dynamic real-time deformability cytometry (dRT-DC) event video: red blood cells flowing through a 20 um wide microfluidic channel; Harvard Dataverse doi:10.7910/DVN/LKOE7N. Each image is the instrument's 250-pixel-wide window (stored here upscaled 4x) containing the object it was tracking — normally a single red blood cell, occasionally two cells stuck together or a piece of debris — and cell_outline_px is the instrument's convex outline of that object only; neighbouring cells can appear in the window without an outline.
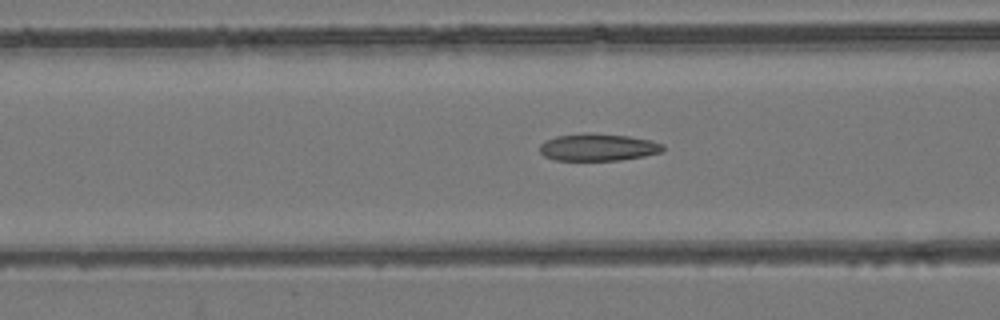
{"species": "common noctule bat (a hibernating species)", "species_latin": "Nyctalus noctula", "temperature_condition": "room temperature", "stored_images_in_passage": 43, "camera_frame_rate_fps": 3000, "um_per_image_px": 0.085, "animal": {"sex": "female", "body_mass_g": 24.6, "forearm_length_mm": 56.2}, "frame": {"image": 1, "passage_image": 11, "time_ms": 3.333, "image_size_px": [1000, 320], "cell_outline_px": [[664, 152], [644, 156], [620, 160], [556, 160], [544, 156], [540, 152], [540, 144], [544, 140], [556, 136], [588, 132], [592, 132], [628, 136], [652, 140], [664, 144]], "centroid_in_image_um": [50.85, 12.5], "position_along_channel_um": 115.7, "area_um2": 19.83}}
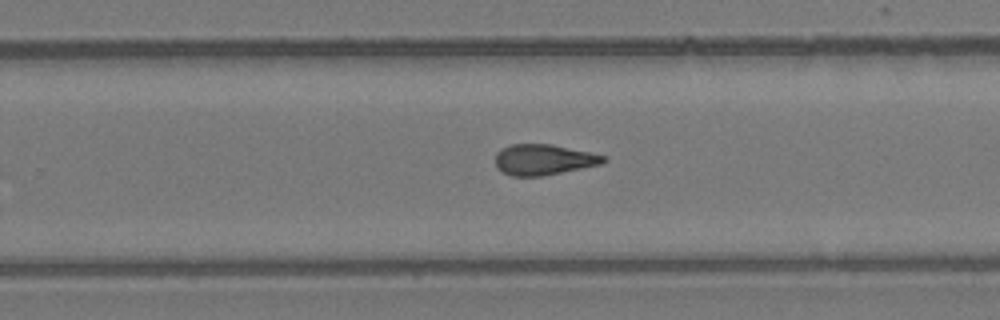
{"frame": {"image": 2, "passage_image": 24, "time_ms": 7.667, "image_size_px": [1000, 320], "cell_outline_px": [[608, 160], [600, 164], [540, 176], [512, 176], [496, 168], [496, 152], [500, 148], [512, 144], [552, 144], [592, 152], [608, 156]], "centroid_in_image_um": [46.21, 13.55], "position_along_channel_um": 283.6, "area_um2": 19.36}}
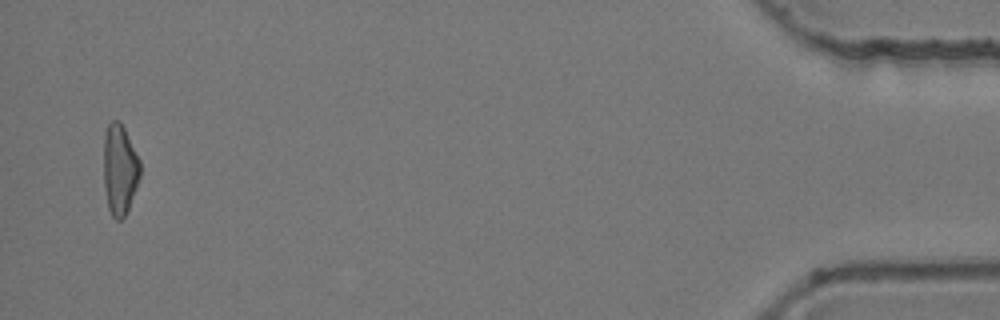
{"frame": {"image": 3, "passage_image": 42, "time_ms": 13.667, "image_size_px": [1000, 320], "cell_outline_px": [[140, 176], [136, 188], [128, 208], [124, 216], [120, 220], [116, 220], [112, 216], [108, 208], [104, 188], [104, 136], [108, 124], [112, 120], [120, 120], [140, 160]], "centroid_in_image_um": [10.17, 14.4], "position_along_channel_um": 425.0, "area_um2": 19.19}, "authors_computed_cell_mechanics": {"area_um2": 19.7676, "velocity_mm_per_s": 3.8858, "shape_relaxation_time_tau1_ms": null, "shape_relaxation_time_tau2_ms": 2.6105, "deformation_change_tau1": null, "deformation_change_tau2": 0.0921}}